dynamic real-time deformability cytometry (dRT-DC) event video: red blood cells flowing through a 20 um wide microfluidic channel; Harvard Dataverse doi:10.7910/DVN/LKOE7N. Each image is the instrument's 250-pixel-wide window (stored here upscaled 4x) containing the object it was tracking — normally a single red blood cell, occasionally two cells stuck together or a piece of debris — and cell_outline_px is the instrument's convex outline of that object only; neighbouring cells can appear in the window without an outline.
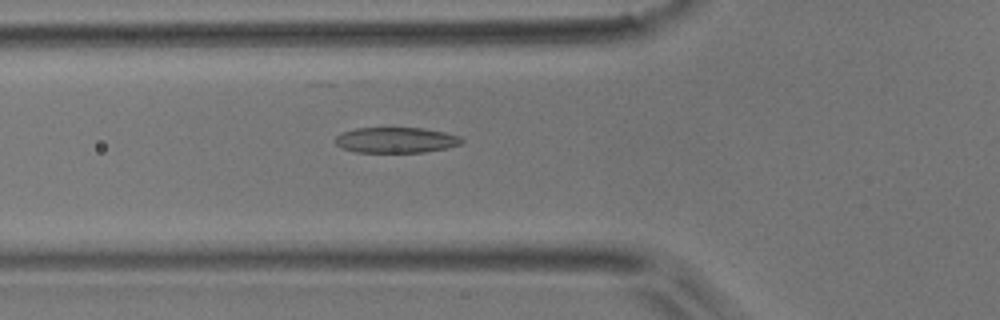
{"species": "common noctule bat (a hibernating species)", "species_latin": "Nyctalus noctula", "temperature_condition": "room temperature", "stored_images_in_passage": 51, "camera_frame_rate_fps": 3000, "um_per_image_px": 0.085, "animal": {"sex": "male", "body_mass_g": 17.9}, "frame": {"image": 1, "passage_image": 18, "time_ms": 5.667, "image_size_px": [1000, 320], "cell_outline_px": [[464, 140], [460, 144], [448, 148], [424, 152], [356, 152], [340, 148], [336, 144], [336, 136], [340, 132], [356, 128], [424, 128], [444, 132], [460, 136]], "centroid_in_image_um": [33.65, 11.9], "position_along_channel_um": 92.2, "area_um2": 18.96}}
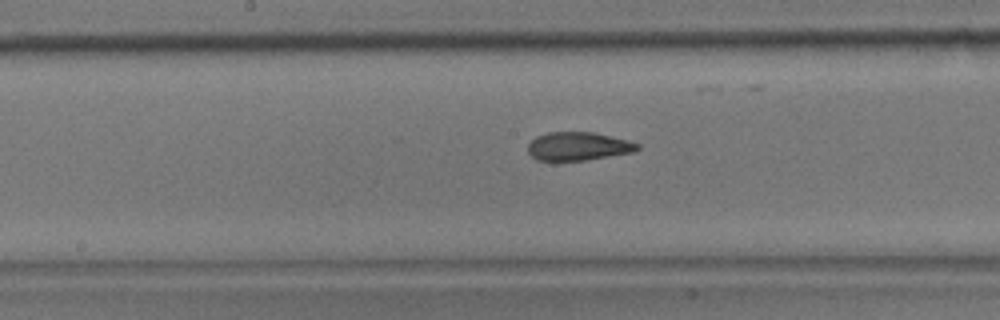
{"frame": {"image": 2, "passage_image": 26, "time_ms": 8.333, "image_size_px": [1000, 320], "cell_outline_px": [[640, 148], [632, 152], [584, 160], [536, 160], [528, 152], [528, 144], [536, 136], [548, 132], [592, 132], [628, 140], [640, 144]], "centroid_in_image_um": [49.13, 12.42], "position_along_channel_um": 199.1, "area_um2": 17.92}}
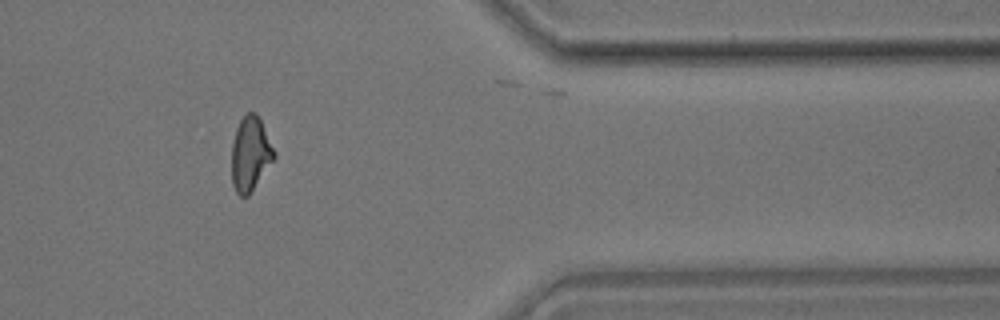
{"frame": {"image": 3, "passage_image": 42, "time_ms": 13.667, "image_size_px": [1000, 320], "cell_outline_px": [[276, 156], [248, 196], [240, 196], [236, 192], [232, 184], [232, 144], [236, 128], [240, 120], [248, 112], [256, 112], [276, 152]], "centroid_in_image_um": [21.27, 13.08], "position_along_channel_um": 390.1, "area_um2": 18.21}, "authors_computed_cell_mechanics": {"area_um2": 18.8428, "velocity_mm_per_s": 3.9765, "shape_relaxation_time_tau1_ms": 5.3111, "shape_relaxation_time_tau2_ms": 1.9485, "deformation_change_tau1": 0.169, "deformation_change_tau2": 0.0971}}